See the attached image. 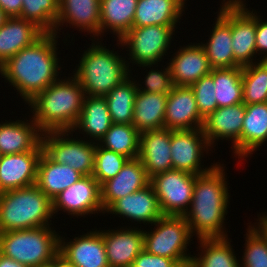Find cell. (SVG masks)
I'll return each instance as SVG.
<instances>
[{
	"mask_svg": "<svg viewBox=\"0 0 267 267\" xmlns=\"http://www.w3.org/2000/svg\"><path fill=\"white\" fill-rule=\"evenodd\" d=\"M43 152L42 142L33 150L2 155L0 160V188L15 190L36 184L38 161Z\"/></svg>",
	"mask_w": 267,
	"mask_h": 267,
	"instance_id": "16",
	"label": "cell"
},
{
	"mask_svg": "<svg viewBox=\"0 0 267 267\" xmlns=\"http://www.w3.org/2000/svg\"><path fill=\"white\" fill-rule=\"evenodd\" d=\"M51 227L0 232V253L28 267L51 262L59 252V233Z\"/></svg>",
	"mask_w": 267,
	"mask_h": 267,
	"instance_id": "6",
	"label": "cell"
},
{
	"mask_svg": "<svg viewBox=\"0 0 267 267\" xmlns=\"http://www.w3.org/2000/svg\"><path fill=\"white\" fill-rule=\"evenodd\" d=\"M176 27L152 25L130 29L120 40L117 39L118 47H125L129 51L128 68L131 70L135 63L139 67L146 68L158 66L168 52L171 42L174 41ZM173 37V38H172ZM130 60V62H129Z\"/></svg>",
	"mask_w": 267,
	"mask_h": 267,
	"instance_id": "8",
	"label": "cell"
},
{
	"mask_svg": "<svg viewBox=\"0 0 267 267\" xmlns=\"http://www.w3.org/2000/svg\"><path fill=\"white\" fill-rule=\"evenodd\" d=\"M259 59L258 62L242 67L245 105L267 102V60H261V57Z\"/></svg>",
	"mask_w": 267,
	"mask_h": 267,
	"instance_id": "37",
	"label": "cell"
},
{
	"mask_svg": "<svg viewBox=\"0 0 267 267\" xmlns=\"http://www.w3.org/2000/svg\"><path fill=\"white\" fill-rule=\"evenodd\" d=\"M0 267H28L15 259L6 257L0 253Z\"/></svg>",
	"mask_w": 267,
	"mask_h": 267,
	"instance_id": "46",
	"label": "cell"
},
{
	"mask_svg": "<svg viewBox=\"0 0 267 267\" xmlns=\"http://www.w3.org/2000/svg\"><path fill=\"white\" fill-rule=\"evenodd\" d=\"M240 267H267V235L255 224L247 228Z\"/></svg>",
	"mask_w": 267,
	"mask_h": 267,
	"instance_id": "39",
	"label": "cell"
},
{
	"mask_svg": "<svg viewBox=\"0 0 267 267\" xmlns=\"http://www.w3.org/2000/svg\"><path fill=\"white\" fill-rule=\"evenodd\" d=\"M150 183L142 162L130 159L114 177L101 185V201L105 211L118 199L141 190Z\"/></svg>",
	"mask_w": 267,
	"mask_h": 267,
	"instance_id": "24",
	"label": "cell"
},
{
	"mask_svg": "<svg viewBox=\"0 0 267 267\" xmlns=\"http://www.w3.org/2000/svg\"><path fill=\"white\" fill-rule=\"evenodd\" d=\"M225 177L224 164L220 163L209 172L196 175L191 204L184 217L197 239L228 236L224 220L228 214L230 190Z\"/></svg>",
	"mask_w": 267,
	"mask_h": 267,
	"instance_id": "2",
	"label": "cell"
},
{
	"mask_svg": "<svg viewBox=\"0 0 267 267\" xmlns=\"http://www.w3.org/2000/svg\"><path fill=\"white\" fill-rule=\"evenodd\" d=\"M58 37L55 33H44L0 66L1 77L26 103L60 78Z\"/></svg>",
	"mask_w": 267,
	"mask_h": 267,
	"instance_id": "1",
	"label": "cell"
},
{
	"mask_svg": "<svg viewBox=\"0 0 267 267\" xmlns=\"http://www.w3.org/2000/svg\"><path fill=\"white\" fill-rule=\"evenodd\" d=\"M54 267H77L74 263L70 262L60 252L54 256Z\"/></svg>",
	"mask_w": 267,
	"mask_h": 267,
	"instance_id": "47",
	"label": "cell"
},
{
	"mask_svg": "<svg viewBox=\"0 0 267 267\" xmlns=\"http://www.w3.org/2000/svg\"><path fill=\"white\" fill-rule=\"evenodd\" d=\"M22 4V0H0V8L8 17H19Z\"/></svg>",
	"mask_w": 267,
	"mask_h": 267,
	"instance_id": "45",
	"label": "cell"
},
{
	"mask_svg": "<svg viewBox=\"0 0 267 267\" xmlns=\"http://www.w3.org/2000/svg\"><path fill=\"white\" fill-rule=\"evenodd\" d=\"M187 0H138L133 28L152 25L176 27Z\"/></svg>",
	"mask_w": 267,
	"mask_h": 267,
	"instance_id": "27",
	"label": "cell"
},
{
	"mask_svg": "<svg viewBox=\"0 0 267 267\" xmlns=\"http://www.w3.org/2000/svg\"><path fill=\"white\" fill-rule=\"evenodd\" d=\"M60 210L77 218L93 213L104 214L101 185L93 175L83 176L53 200V214Z\"/></svg>",
	"mask_w": 267,
	"mask_h": 267,
	"instance_id": "12",
	"label": "cell"
},
{
	"mask_svg": "<svg viewBox=\"0 0 267 267\" xmlns=\"http://www.w3.org/2000/svg\"><path fill=\"white\" fill-rule=\"evenodd\" d=\"M179 267H190V264H182Z\"/></svg>",
	"mask_w": 267,
	"mask_h": 267,
	"instance_id": "51",
	"label": "cell"
},
{
	"mask_svg": "<svg viewBox=\"0 0 267 267\" xmlns=\"http://www.w3.org/2000/svg\"><path fill=\"white\" fill-rule=\"evenodd\" d=\"M140 132L132 124L113 123L98 144L130 159L139 153Z\"/></svg>",
	"mask_w": 267,
	"mask_h": 267,
	"instance_id": "36",
	"label": "cell"
},
{
	"mask_svg": "<svg viewBox=\"0 0 267 267\" xmlns=\"http://www.w3.org/2000/svg\"><path fill=\"white\" fill-rule=\"evenodd\" d=\"M113 124L104 96H87L83 100L82 111L71 130L89 136V141L98 143ZM91 138V139H90Z\"/></svg>",
	"mask_w": 267,
	"mask_h": 267,
	"instance_id": "28",
	"label": "cell"
},
{
	"mask_svg": "<svg viewBox=\"0 0 267 267\" xmlns=\"http://www.w3.org/2000/svg\"><path fill=\"white\" fill-rule=\"evenodd\" d=\"M228 237L200 238L198 255L192 256L190 267H240Z\"/></svg>",
	"mask_w": 267,
	"mask_h": 267,
	"instance_id": "33",
	"label": "cell"
},
{
	"mask_svg": "<svg viewBox=\"0 0 267 267\" xmlns=\"http://www.w3.org/2000/svg\"><path fill=\"white\" fill-rule=\"evenodd\" d=\"M190 88L194 91L198 111L205 119L218 108L215 99L213 69L208 75L201 77L193 83Z\"/></svg>",
	"mask_w": 267,
	"mask_h": 267,
	"instance_id": "41",
	"label": "cell"
},
{
	"mask_svg": "<svg viewBox=\"0 0 267 267\" xmlns=\"http://www.w3.org/2000/svg\"><path fill=\"white\" fill-rule=\"evenodd\" d=\"M221 4L208 41L200 43L206 51L212 69L240 66L234 60L232 49L231 0H223Z\"/></svg>",
	"mask_w": 267,
	"mask_h": 267,
	"instance_id": "15",
	"label": "cell"
},
{
	"mask_svg": "<svg viewBox=\"0 0 267 267\" xmlns=\"http://www.w3.org/2000/svg\"><path fill=\"white\" fill-rule=\"evenodd\" d=\"M92 45L81 55L73 75L87 96H105L132 73L126 57L107 49L101 41L92 39Z\"/></svg>",
	"mask_w": 267,
	"mask_h": 267,
	"instance_id": "4",
	"label": "cell"
},
{
	"mask_svg": "<svg viewBox=\"0 0 267 267\" xmlns=\"http://www.w3.org/2000/svg\"><path fill=\"white\" fill-rule=\"evenodd\" d=\"M82 177L78 171L54 162L44 151L42 152L37 166L36 185L52 201Z\"/></svg>",
	"mask_w": 267,
	"mask_h": 267,
	"instance_id": "29",
	"label": "cell"
},
{
	"mask_svg": "<svg viewBox=\"0 0 267 267\" xmlns=\"http://www.w3.org/2000/svg\"><path fill=\"white\" fill-rule=\"evenodd\" d=\"M0 123L2 155L33 151L42 142V132L32 118ZM30 122V123H29Z\"/></svg>",
	"mask_w": 267,
	"mask_h": 267,
	"instance_id": "26",
	"label": "cell"
},
{
	"mask_svg": "<svg viewBox=\"0 0 267 267\" xmlns=\"http://www.w3.org/2000/svg\"><path fill=\"white\" fill-rule=\"evenodd\" d=\"M65 239L59 234V252L77 267H109L102 230Z\"/></svg>",
	"mask_w": 267,
	"mask_h": 267,
	"instance_id": "18",
	"label": "cell"
},
{
	"mask_svg": "<svg viewBox=\"0 0 267 267\" xmlns=\"http://www.w3.org/2000/svg\"><path fill=\"white\" fill-rule=\"evenodd\" d=\"M245 117V104L219 107L210 113L203 123V133L213 148L217 141L230 140L232 150L241 159V131ZM216 141V143H215Z\"/></svg>",
	"mask_w": 267,
	"mask_h": 267,
	"instance_id": "14",
	"label": "cell"
},
{
	"mask_svg": "<svg viewBox=\"0 0 267 267\" xmlns=\"http://www.w3.org/2000/svg\"><path fill=\"white\" fill-rule=\"evenodd\" d=\"M167 96L165 94L137 92L132 125L140 133L164 128Z\"/></svg>",
	"mask_w": 267,
	"mask_h": 267,
	"instance_id": "32",
	"label": "cell"
},
{
	"mask_svg": "<svg viewBox=\"0 0 267 267\" xmlns=\"http://www.w3.org/2000/svg\"><path fill=\"white\" fill-rule=\"evenodd\" d=\"M212 151L202 129L171 131L172 169L194 175L209 172L217 163L209 167L201 165L203 153Z\"/></svg>",
	"mask_w": 267,
	"mask_h": 267,
	"instance_id": "11",
	"label": "cell"
},
{
	"mask_svg": "<svg viewBox=\"0 0 267 267\" xmlns=\"http://www.w3.org/2000/svg\"><path fill=\"white\" fill-rule=\"evenodd\" d=\"M128 160L127 157L105 149L97 143L92 175L102 185L107 180L114 178Z\"/></svg>",
	"mask_w": 267,
	"mask_h": 267,
	"instance_id": "40",
	"label": "cell"
},
{
	"mask_svg": "<svg viewBox=\"0 0 267 267\" xmlns=\"http://www.w3.org/2000/svg\"><path fill=\"white\" fill-rule=\"evenodd\" d=\"M256 11V53L264 55L261 60H267V21H263Z\"/></svg>",
	"mask_w": 267,
	"mask_h": 267,
	"instance_id": "44",
	"label": "cell"
},
{
	"mask_svg": "<svg viewBox=\"0 0 267 267\" xmlns=\"http://www.w3.org/2000/svg\"><path fill=\"white\" fill-rule=\"evenodd\" d=\"M142 83H144V87L141 86L142 84H139V81L138 83L136 81L138 91L168 95L173 88L169 64H167L166 68L164 66L163 70L162 68L161 70L150 69Z\"/></svg>",
	"mask_w": 267,
	"mask_h": 267,
	"instance_id": "42",
	"label": "cell"
},
{
	"mask_svg": "<svg viewBox=\"0 0 267 267\" xmlns=\"http://www.w3.org/2000/svg\"><path fill=\"white\" fill-rule=\"evenodd\" d=\"M137 92L136 81L130 75L104 96L113 123L132 124L134 101Z\"/></svg>",
	"mask_w": 267,
	"mask_h": 267,
	"instance_id": "34",
	"label": "cell"
},
{
	"mask_svg": "<svg viewBox=\"0 0 267 267\" xmlns=\"http://www.w3.org/2000/svg\"><path fill=\"white\" fill-rule=\"evenodd\" d=\"M194 91L188 86H173L167 96L164 128L171 131L202 129Z\"/></svg>",
	"mask_w": 267,
	"mask_h": 267,
	"instance_id": "17",
	"label": "cell"
},
{
	"mask_svg": "<svg viewBox=\"0 0 267 267\" xmlns=\"http://www.w3.org/2000/svg\"><path fill=\"white\" fill-rule=\"evenodd\" d=\"M137 158L142 162L149 179L172 170L171 130L163 128L141 132Z\"/></svg>",
	"mask_w": 267,
	"mask_h": 267,
	"instance_id": "20",
	"label": "cell"
},
{
	"mask_svg": "<svg viewBox=\"0 0 267 267\" xmlns=\"http://www.w3.org/2000/svg\"><path fill=\"white\" fill-rule=\"evenodd\" d=\"M84 98L79 81L70 76L57 79L27 104L31 108L32 119L42 133L71 131L82 111Z\"/></svg>",
	"mask_w": 267,
	"mask_h": 267,
	"instance_id": "3",
	"label": "cell"
},
{
	"mask_svg": "<svg viewBox=\"0 0 267 267\" xmlns=\"http://www.w3.org/2000/svg\"><path fill=\"white\" fill-rule=\"evenodd\" d=\"M43 34L31 21L8 17L0 27V66L23 48L32 45Z\"/></svg>",
	"mask_w": 267,
	"mask_h": 267,
	"instance_id": "25",
	"label": "cell"
},
{
	"mask_svg": "<svg viewBox=\"0 0 267 267\" xmlns=\"http://www.w3.org/2000/svg\"><path fill=\"white\" fill-rule=\"evenodd\" d=\"M53 201L36 184L0 195V232L52 225Z\"/></svg>",
	"mask_w": 267,
	"mask_h": 267,
	"instance_id": "5",
	"label": "cell"
},
{
	"mask_svg": "<svg viewBox=\"0 0 267 267\" xmlns=\"http://www.w3.org/2000/svg\"><path fill=\"white\" fill-rule=\"evenodd\" d=\"M123 219H131L132 222L153 224L163 216L159 201L152 185L147 186L135 193L129 194L116 200L106 211Z\"/></svg>",
	"mask_w": 267,
	"mask_h": 267,
	"instance_id": "22",
	"label": "cell"
},
{
	"mask_svg": "<svg viewBox=\"0 0 267 267\" xmlns=\"http://www.w3.org/2000/svg\"><path fill=\"white\" fill-rule=\"evenodd\" d=\"M260 217H258L257 221L254 224L257 225L266 235H267V213H262Z\"/></svg>",
	"mask_w": 267,
	"mask_h": 267,
	"instance_id": "48",
	"label": "cell"
},
{
	"mask_svg": "<svg viewBox=\"0 0 267 267\" xmlns=\"http://www.w3.org/2000/svg\"><path fill=\"white\" fill-rule=\"evenodd\" d=\"M196 175L169 170L150 178L163 215L184 216L190 207Z\"/></svg>",
	"mask_w": 267,
	"mask_h": 267,
	"instance_id": "10",
	"label": "cell"
},
{
	"mask_svg": "<svg viewBox=\"0 0 267 267\" xmlns=\"http://www.w3.org/2000/svg\"><path fill=\"white\" fill-rule=\"evenodd\" d=\"M8 16L4 13V11L0 8V27L5 23Z\"/></svg>",
	"mask_w": 267,
	"mask_h": 267,
	"instance_id": "49",
	"label": "cell"
},
{
	"mask_svg": "<svg viewBox=\"0 0 267 267\" xmlns=\"http://www.w3.org/2000/svg\"><path fill=\"white\" fill-rule=\"evenodd\" d=\"M171 57L168 64L173 86L190 87L212 70L206 51L200 43L181 46Z\"/></svg>",
	"mask_w": 267,
	"mask_h": 267,
	"instance_id": "19",
	"label": "cell"
},
{
	"mask_svg": "<svg viewBox=\"0 0 267 267\" xmlns=\"http://www.w3.org/2000/svg\"><path fill=\"white\" fill-rule=\"evenodd\" d=\"M60 0H22L20 18L33 22L44 33H53Z\"/></svg>",
	"mask_w": 267,
	"mask_h": 267,
	"instance_id": "38",
	"label": "cell"
},
{
	"mask_svg": "<svg viewBox=\"0 0 267 267\" xmlns=\"http://www.w3.org/2000/svg\"><path fill=\"white\" fill-rule=\"evenodd\" d=\"M267 141V102L245 105L241 131V160L252 156Z\"/></svg>",
	"mask_w": 267,
	"mask_h": 267,
	"instance_id": "30",
	"label": "cell"
},
{
	"mask_svg": "<svg viewBox=\"0 0 267 267\" xmlns=\"http://www.w3.org/2000/svg\"><path fill=\"white\" fill-rule=\"evenodd\" d=\"M130 227L102 230L109 267H131L143 250V228Z\"/></svg>",
	"mask_w": 267,
	"mask_h": 267,
	"instance_id": "21",
	"label": "cell"
},
{
	"mask_svg": "<svg viewBox=\"0 0 267 267\" xmlns=\"http://www.w3.org/2000/svg\"><path fill=\"white\" fill-rule=\"evenodd\" d=\"M73 134L71 131L43 133V151L58 164L67 165L83 176L92 175L97 143L83 138L80 140L77 136L75 139Z\"/></svg>",
	"mask_w": 267,
	"mask_h": 267,
	"instance_id": "9",
	"label": "cell"
},
{
	"mask_svg": "<svg viewBox=\"0 0 267 267\" xmlns=\"http://www.w3.org/2000/svg\"><path fill=\"white\" fill-rule=\"evenodd\" d=\"M137 2L138 0H100L99 38L109 29L120 40L132 29Z\"/></svg>",
	"mask_w": 267,
	"mask_h": 267,
	"instance_id": "31",
	"label": "cell"
},
{
	"mask_svg": "<svg viewBox=\"0 0 267 267\" xmlns=\"http://www.w3.org/2000/svg\"><path fill=\"white\" fill-rule=\"evenodd\" d=\"M36 267H54V258L51 262Z\"/></svg>",
	"mask_w": 267,
	"mask_h": 267,
	"instance_id": "50",
	"label": "cell"
},
{
	"mask_svg": "<svg viewBox=\"0 0 267 267\" xmlns=\"http://www.w3.org/2000/svg\"><path fill=\"white\" fill-rule=\"evenodd\" d=\"M66 25L91 34L92 39L100 40V0H60L59 15L53 33ZM83 30V31H82Z\"/></svg>",
	"mask_w": 267,
	"mask_h": 267,
	"instance_id": "23",
	"label": "cell"
},
{
	"mask_svg": "<svg viewBox=\"0 0 267 267\" xmlns=\"http://www.w3.org/2000/svg\"><path fill=\"white\" fill-rule=\"evenodd\" d=\"M244 2L245 0H231L232 49L234 60L241 67L257 62L258 56L255 40L256 12L246 8L247 4Z\"/></svg>",
	"mask_w": 267,
	"mask_h": 267,
	"instance_id": "13",
	"label": "cell"
},
{
	"mask_svg": "<svg viewBox=\"0 0 267 267\" xmlns=\"http://www.w3.org/2000/svg\"><path fill=\"white\" fill-rule=\"evenodd\" d=\"M218 108L243 103L242 67L213 69Z\"/></svg>",
	"mask_w": 267,
	"mask_h": 267,
	"instance_id": "35",
	"label": "cell"
},
{
	"mask_svg": "<svg viewBox=\"0 0 267 267\" xmlns=\"http://www.w3.org/2000/svg\"><path fill=\"white\" fill-rule=\"evenodd\" d=\"M151 226L154 229L150 232L143 229L146 252L176 260L180 265L190 264L193 255L187 247L193 235L184 216L163 215Z\"/></svg>",
	"mask_w": 267,
	"mask_h": 267,
	"instance_id": "7",
	"label": "cell"
},
{
	"mask_svg": "<svg viewBox=\"0 0 267 267\" xmlns=\"http://www.w3.org/2000/svg\"><path fill=\"white\" fill-rule=\"evenodd\" d=\"M180 264L168 257H161L146 252L144 249L138 254L131 267H179Z\"/></svg>",
	"mask_w": 267,
	"mask_h": 267,
	"instance_id": "43",
	"label": "cell"
}]
</instances>
